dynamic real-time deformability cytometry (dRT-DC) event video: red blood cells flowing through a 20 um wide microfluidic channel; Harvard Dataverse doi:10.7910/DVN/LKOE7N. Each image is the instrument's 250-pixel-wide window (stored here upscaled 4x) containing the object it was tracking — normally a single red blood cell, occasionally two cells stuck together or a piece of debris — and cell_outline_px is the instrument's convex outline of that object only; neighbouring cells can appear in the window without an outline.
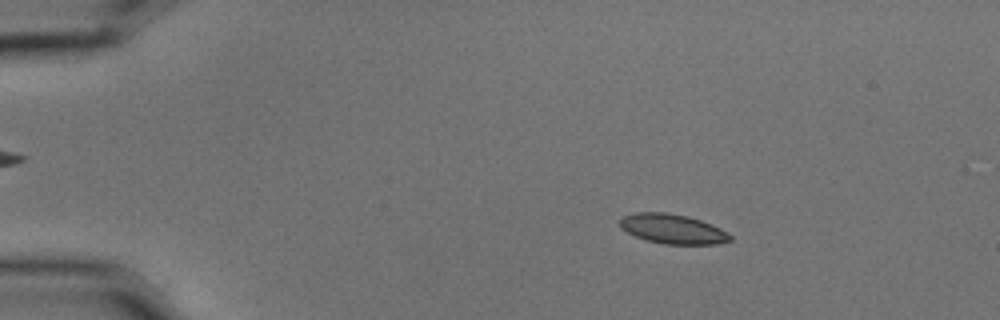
{"species": "common noctule bat (a hibernating species)", "species_latin": "Nyctalus noctula", "temperature_condition": "cold", "stored_images_in_passage": 53, "camera_frame_rate_fps": 3000, "um_per_image_px": 0.085, "animal": {"sex": "male", "body_mass_g": 15.6}, "frame": {"image": 1, "passage_image": 6, "time_ms": 1.667, "image_size_px": [1000, 320], "cell_outline_px": [[732, 240], [716, 244], [664, 244], [648, 240], [636, 236], [620, 228], [620, 220], [624, 216], [636, 212], [664, 212], [688, 216], [712, 224], [720, 228], [732, 236]], "centroid_in_image_um": [57.19, 19.45], "position_along_channel_um": 27.8, "area_um2": 18.9}}
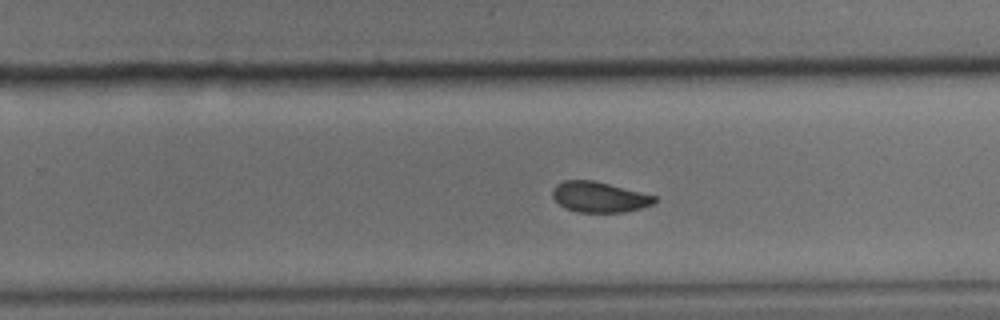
{"frame": {"image": 2, "passage_image": 33, "time_ms": 10.667, "image_size_px": [1000, 320], "cell_outline_px": [[656, 200], [652, 204], [640, 208], [624, 212], [576, 212], [564, 208], [552, 196], [552, 188], [556, 184], [564, 180], [592, 180], [656, 196]], "centroid_in_image_um": [50.89, 16.75], "position_along_channel_um": 278.9, "area_um2": 17.98}}
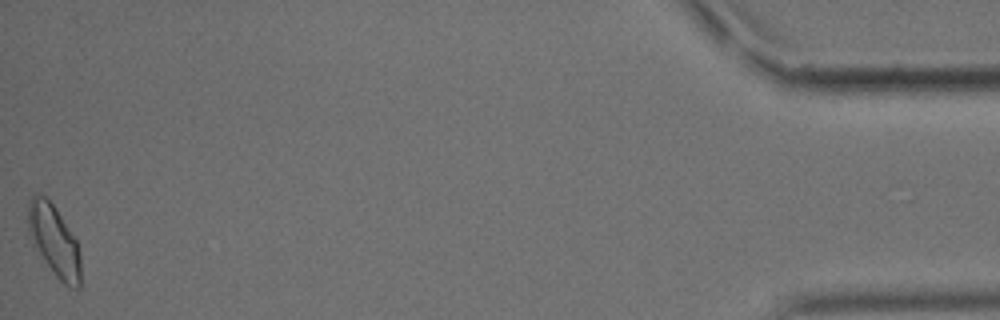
{"frame": {"image": 3, "passage_image": 53, "time_ms": 17.333, "image_size_px": [1000, 320], "cell_outline_px": [[80, 288], [68, 288], [56, 276], [40, 252], [28, 232], [28, 200], [36, 192], [44, 196], [56, 208], [76, 240], [80, 256]], "centroid_in_image_um": [4.61, 20.43], "position_along_channel_um": 430.6, "area_um2": 21.33}, "authors_computed_cell_mechanics": {"area_um2": 19.1318, "velocity_mm_per_s": 3.5677, "shape_relaxation_time_tau1_ms": 4.611, "shape_relaxation_time_tau2_ms": 3.1793, "deformation_change_tau1": 0.1012, "deformation_change_tau2": 0.0646}}